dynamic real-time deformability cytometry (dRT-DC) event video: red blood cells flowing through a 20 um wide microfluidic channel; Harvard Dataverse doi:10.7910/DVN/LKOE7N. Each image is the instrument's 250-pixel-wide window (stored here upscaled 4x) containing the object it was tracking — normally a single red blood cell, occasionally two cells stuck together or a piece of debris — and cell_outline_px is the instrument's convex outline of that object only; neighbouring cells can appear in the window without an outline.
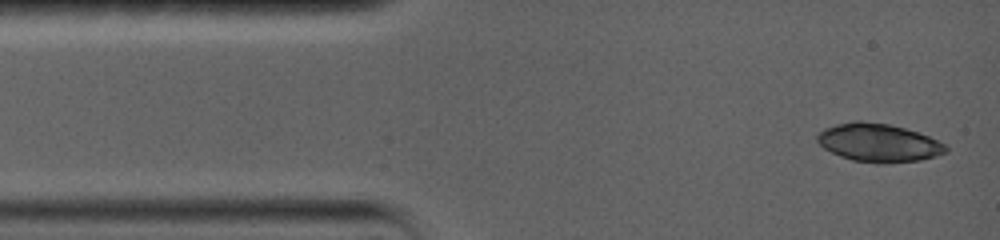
{"species": "common noctule bat (a hibernating species)", "species_latin": "Nyctalus noctula", "temperature_condition": "warm", "stored_images_in_passage": 4, "camera_frame_rate_fps": 5000, "um_per_image_px": 0.085, "animal": {"sex": "female", "body_mass_g": 19.0, "forearm_length_mm": 56.7}, "frame": {"image": 1, "passage_image": 1, "time_ms": 0.0, "image_size_px": [1000, 240], "cell_outline_px": [[948, 152], [936, 156], [920, 160], [880, 164], [876, 164], [852, 160], [840, 156], [824, 148], [816, 140], [816, 132], [824, 128], [836, 124], [852, 120], [860, 120], [888, 124], [904, 128], [928, 136], [944, 144], [948, 148]], "centroid_in_image_um": [74.63, 12.13], "position_along_channel_um": 10.4, "area_um2": 28.84}}